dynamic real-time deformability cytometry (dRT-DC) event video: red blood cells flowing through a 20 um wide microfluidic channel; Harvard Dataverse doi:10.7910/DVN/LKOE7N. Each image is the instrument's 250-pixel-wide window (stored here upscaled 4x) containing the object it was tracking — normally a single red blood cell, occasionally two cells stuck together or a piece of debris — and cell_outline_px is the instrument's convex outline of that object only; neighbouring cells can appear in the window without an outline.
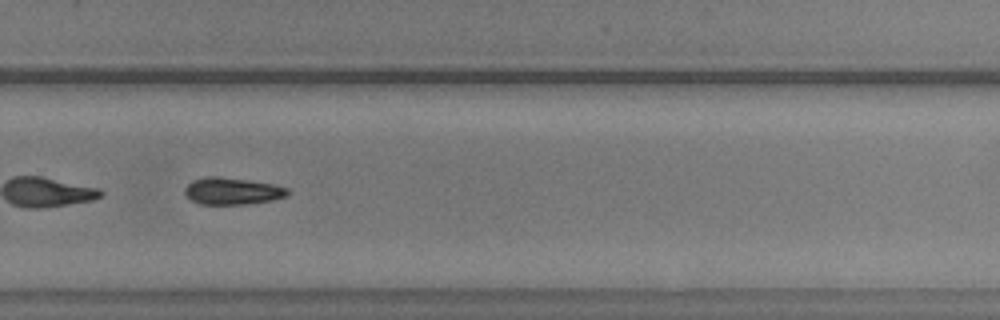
{"species": "common noctule bat (a hibernating species)", "species_latin": "Nyctalus noctula", "temperature_condition": "warm", "stored_images_in_passage": 49, "segment_of_instrument_passage": [2, 2], "camera_frame_rate_fps": 3000, "um_per_image_px": 0.085, "animal": {"sex": "male", "body_mass_g": 20.5, "forearm_length_mm": 52.5}, "frame": {"image": 1, "passage_image": 36, "time_ms": 11.667, "image_size_px": [1000, 320], "cell_outline_px": [[288, 196], [272, 200], [248, 204], [200, 204], [192, 200], [184, 192], [184, 188], [192, 180], [204, 176], [216, 176], [248, 180], [272, 184], [288, 188]], "centroid_in_image_um": [19.73, 16.24], "position_along_channel_um": 310.1, "area_um2": 16.13}}